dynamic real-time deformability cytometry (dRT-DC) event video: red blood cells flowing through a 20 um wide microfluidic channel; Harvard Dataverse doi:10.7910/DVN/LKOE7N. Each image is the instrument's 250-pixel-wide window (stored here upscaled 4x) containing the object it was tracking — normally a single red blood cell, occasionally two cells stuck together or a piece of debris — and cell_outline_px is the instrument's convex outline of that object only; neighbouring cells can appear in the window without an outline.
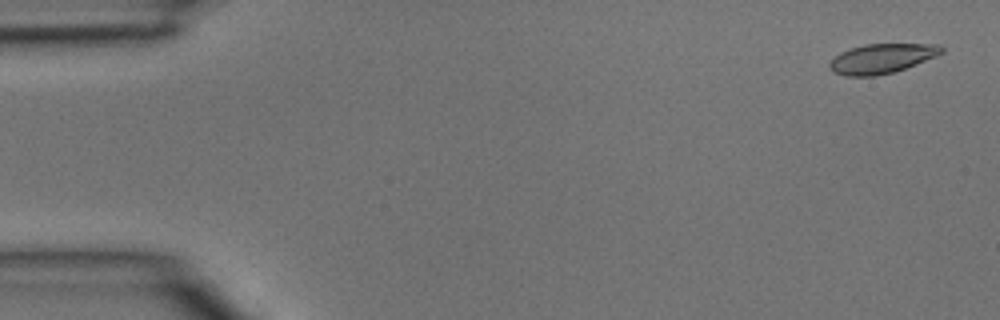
{"species": "common noctule bat (a hibernating species)", "species_latin": "Nyctalus noctula", "temperature_condition": "room temperature", "stored_images_in_passage": 3, "camera_frame_rate_fps": 3000, "um_per_image_px": 0.085, "animal": {"sex": "male", "body_mass_g": 15.6}, "frame": {"image": 1, "passage_image": 1, "time_ms": 0.0, "image_size_px": [1000, 320], "cell_outline_px": [[944, 52], [936, 56], [916, 64], [892, 72], [876, 76], [844, 76], [832, 72], [828, 68], [828, 64], [840, 52], [864, 44], [940, 44], [944, 48]], "centroid_in_image_um": [74.93, 4.98], "position_along_channel_um": 10.1, "area_um2": 19.31}}